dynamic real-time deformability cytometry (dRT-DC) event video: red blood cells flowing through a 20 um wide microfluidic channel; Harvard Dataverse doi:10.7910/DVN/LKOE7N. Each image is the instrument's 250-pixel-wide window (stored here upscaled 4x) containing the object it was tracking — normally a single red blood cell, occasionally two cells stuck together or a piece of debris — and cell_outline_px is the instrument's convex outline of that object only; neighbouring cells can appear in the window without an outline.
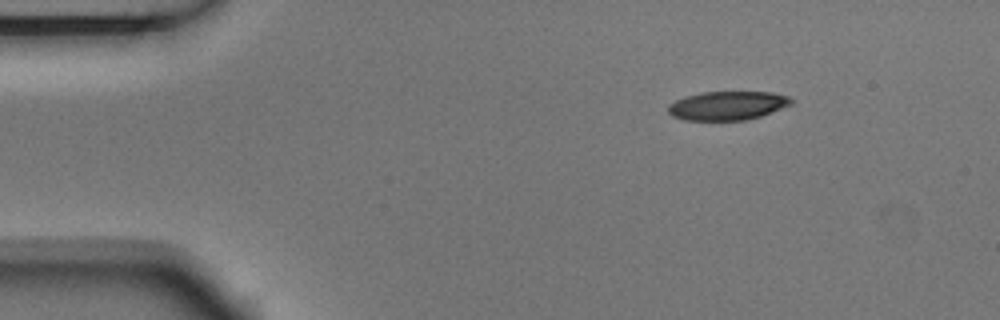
{"species": "Egyptian fruit bat (a non-hibernating species)", "species_latin": "Rousettus aegyptiacus", "temperature_condition": "room temperature", "stored_images_in_passage": 4, "camera_frame_rate_fps": 3000, "um_per_image_px": 0.085, "animal": {"sex": "male"}, "frame": {"image": 1, "passage_image": 1, "time_ms": 0.0, "image_size_px": [1000, 320], "cell_outline_px": [[792, 104], [760, 116], [744, 120], [684, 120], [672, 116], [668, 112], [668, 104], [684, 96], [700, 92], [772, 92], [788, 96], [792, 100]], "centroid_in_image_um": [61.8, 8.97], "position_along_channel_um": 23.2, "area_um2": 20.63}}
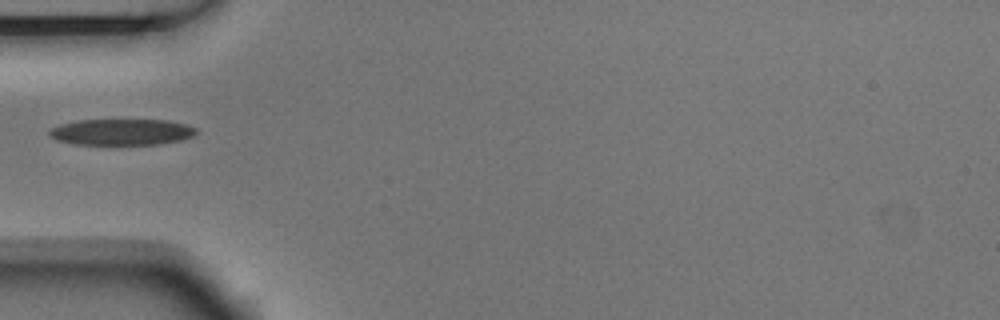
{"frame": {"image": 2, "passage_image": 3, "time_ms": 0.667, "image_size_px": [1000, 320], "cell_outline_px": [[196, 132], [192, 136], [180, 140], [160, 144], [76, 144], [56, 140], [48, 136], [48, 132], [52, 128], [60, 124], [76, 120], [168, 120], [188, 124], [196, 128]], "centroid_in_image_um": [10.32, 11.21], "position_along_channel_um": 74.7, "area_um2": 22.43}}
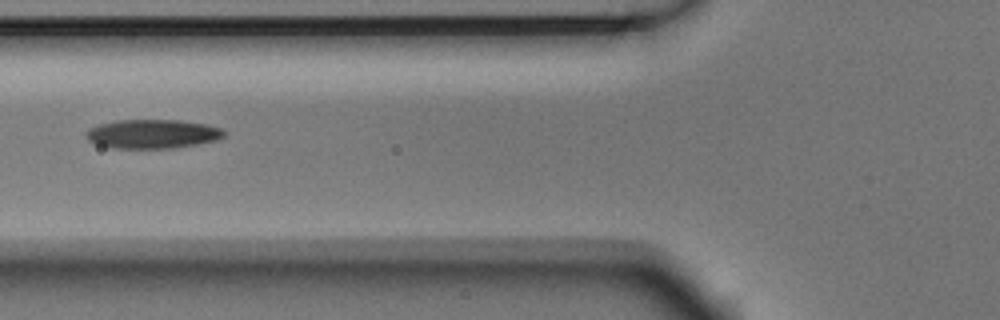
{"frame": {"image": 3, "passage_image": 4, "time_ms": 1.0, "image_size_px": [1000, 320], "cell_outline_px": [[224, 136], [216, 140], [196, 144], [172, 148], [112, 148], [96, 144], [88, 140], [84, 136], [84, 132], [88, 128], [96, 124], [116, 120], [180, 120], [204, 124], [220, 128], [224, 132]], "centroid_in_image_um": [12.87, 11.38], "position_along_channel_um": 112.9, "area_um2": 23.41}}